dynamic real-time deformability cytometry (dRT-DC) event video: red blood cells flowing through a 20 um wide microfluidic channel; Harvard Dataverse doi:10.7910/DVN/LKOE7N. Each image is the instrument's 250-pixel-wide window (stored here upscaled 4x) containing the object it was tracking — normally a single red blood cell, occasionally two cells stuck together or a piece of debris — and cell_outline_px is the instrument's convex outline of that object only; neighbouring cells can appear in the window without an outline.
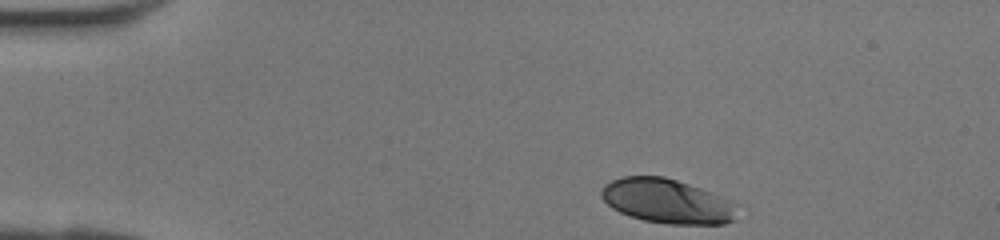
{"species": "human", "species_latin": "Homo sapiens", "temperature_condition": "room temperature", "stored_images_in_passage": 30, "camera_frame_rate_fps": 3000, "um_per_image_px": 0.085, "donor": {"sex": "female"}, "frame": {"image": 1, "passage_image": 1, "time_ms": 0.0, "image_size_px": [1000, 240], "cell_outline_px": [[736, 220], [724, 224], [668, 224], [644, 220], [620, 212], [612, 208], [600, 196], [600, 192], [604, 184], [620, 176], [664, 176], [700, 188], [728, 200]], "centroid_in_image_um": [56.6, 17.09], "position_along_channel_um": 28.4, "area_um2": 34.56}}
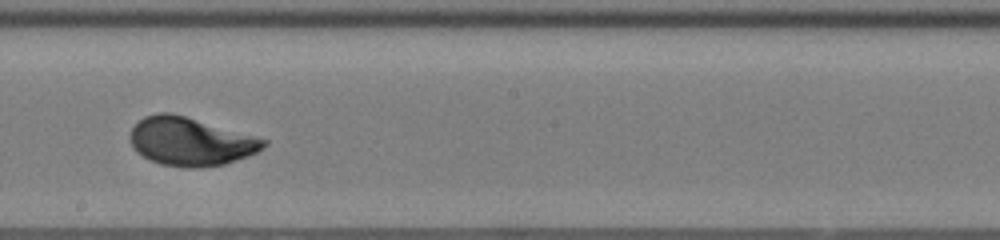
{"frame": {"image": 2, "passage_image": 18, "time_ms": 5.667, "image_size_px": [1000, 240], "cell_outline_px": [[268, 144], [264, 148], [248, 156], [224, 164], [200, 168], [188, 168], [160, 164], [136, 152], [132, 148], [128, 136], [132, 128], [144, 116], [160, 112], [168, 112], [184, 116], [256, 136], [268, 140]], "centroid_in_image_um": [16.18, 12.04], "position_along_channel_um": 232.0, "area_um2": 37.57}}
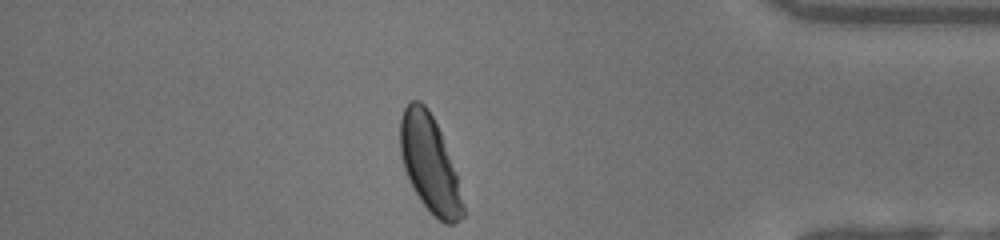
{"frame": {"image": 3, "passage_image": 30, "time_ms": 9.667, "image_size_px": [1000, 240], "cell_outline_px": [[464, 216], [460, 220], [452, 224], [444, 224], [420, 200], [404, 168], [400, 152], [400, 120], [404, 108], [412, 100], [420, 100], [428, 108], [440, 132], [456, 172], [464, 208]], "centroid_in_image_um": [36.52, 13.91], "position_along_channel_um": 398.7, "area_um2": 34.68}}